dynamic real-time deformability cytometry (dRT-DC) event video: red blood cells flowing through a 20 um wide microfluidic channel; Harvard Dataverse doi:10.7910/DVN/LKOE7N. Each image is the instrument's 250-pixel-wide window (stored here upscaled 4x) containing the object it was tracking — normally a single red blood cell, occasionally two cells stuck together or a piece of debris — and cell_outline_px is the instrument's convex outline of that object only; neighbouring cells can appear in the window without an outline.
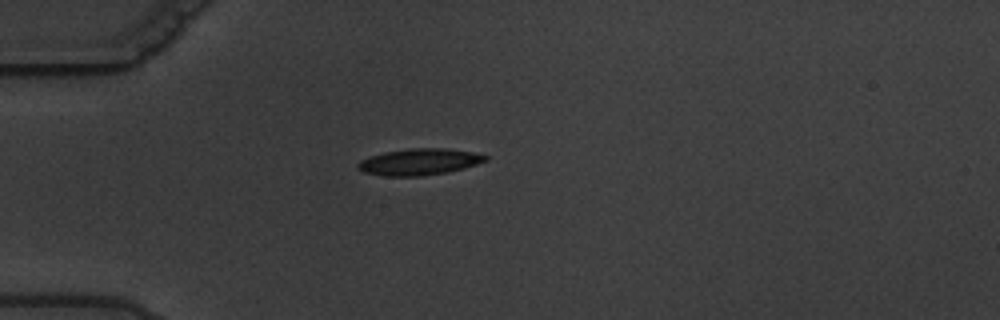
{"species": "common noctule bat (a hibernating species)", "species_latin": "Nyctalus noctula", "temperature_condition": "warm", "stored_images_in_passage": 2, "camera_frame_rate_fps": 3000, "um_per_image_px": 0.085, "animal": {"sex": "male", "body_mass_g": 19.5, "forearm_length_mm": 54.6}, "frame": {"image": 1, "passage_image": 1, "time_ms": 0.0, "image_size_px": [1000, 320], "cell_outline_px": [[488, 160], [464, 168], [448, 172], [424, 176], [384, 176], [364, 172], [356, 168], [356, 164], [360, 160], [368, 156], [384, 152], [412, 148], [444, 148], [472, 152], [488, 156]], "centroid_in_image_um": [35.6, 13.76], "position_along_channel_um": 49.4, "area_um2": 19.77}}